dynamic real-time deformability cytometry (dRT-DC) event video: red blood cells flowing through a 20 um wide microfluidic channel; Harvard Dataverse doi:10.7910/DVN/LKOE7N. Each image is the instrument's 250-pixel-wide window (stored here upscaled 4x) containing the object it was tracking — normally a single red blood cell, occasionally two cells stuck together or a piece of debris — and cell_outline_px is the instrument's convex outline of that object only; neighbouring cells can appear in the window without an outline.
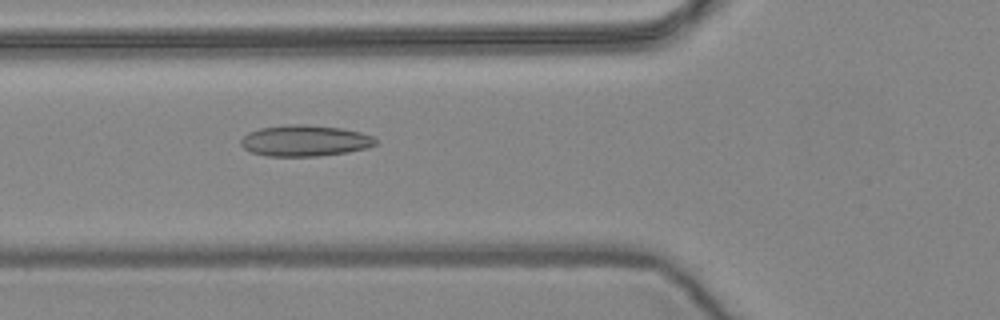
{"species": "common noctule bat (a hibernating species)", "species_latin": "Nyctalus noctula", "temperature_condition": "warm", "stored_images_in_passage": 57, "camera_frame_rate_fps": 3000, "um_per_image_px": 0.085, "animal": {"sex": "female", "body_mass_g": 24.6, "forearm_length_mm": 56.2}, "frame": {"image": 1, "passage_image": 21, "time_ms": 6.667, "image_size_px": [1000, 320], "cell_outline_px": [[380, 140], [376, 144], [368, 148], [348, 152], [320, 156], [268, 156], [252, 152], [244, 148], [240, 144], [240, 140], [248, 132], [260, 128], [288, 124], [304, 124], [340, 128], [360, 132], [372, 136]], "centroid_in_image_um": [25.94, 11.96], "position_along_channel_um": 99.9, "area_um2": 24.57}}
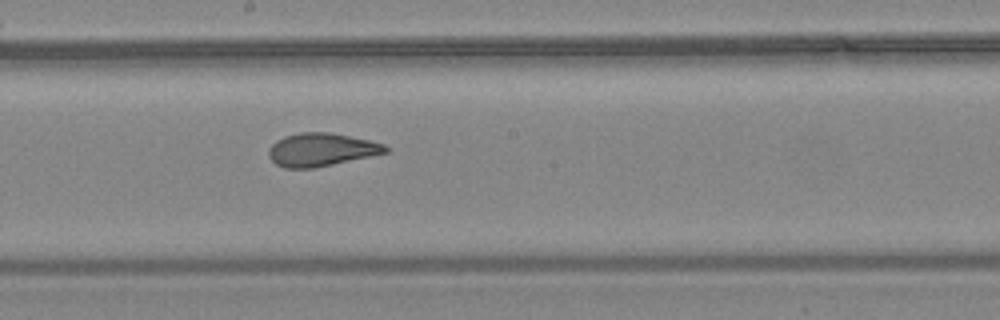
{"frame": {"image": 2, "passage_image": 31, "time_ms": 10.0, "image_size_px": [1000, 320], "cell_outline_px": [[388, 152], [316, 168], [284, 168], [276, 164], [268, 156], [268, 148], [276, 140], [284, 136], [300, 132], [328, 132], [368, 140], [384, 144], [388, 148]], "centroid_in_image_um": [27.26, 12.72], "position_along_channel_um": 220.9, "area_um2": 22.48}}
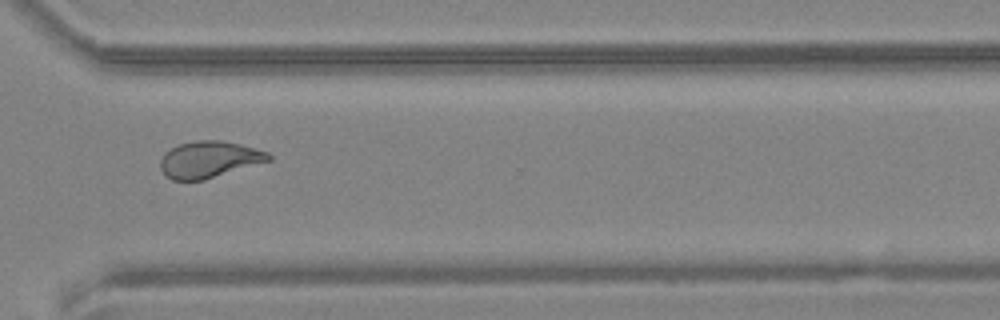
{"frame": {"image": 3, "passage_image": 42, "time_ms": 13.667, "image_size_px": [1000, 320], "cell_outline_px": [[272, 160], [204, 180], [172, 180], [160, 168], [160, 160], [164, 152], [180, 144], [196, 140], [220, 140], [240, 144], [268, 152], [272, 156]], "centroid_in_image_um": [17.79, 13.55], "position_along_channel_um": 352.8, "area_um2": 23.0}, "authors_computed_cell_mechanics": {"area_um2": 23.987, "velocity_mm_per_s": 3.6093, "shape_relaxation_time_tau1_ms": null, "shape_relaxation_time_tau2_ms": 1.3206, "deformation_change_tau1": null, "deformation_change_tau2": 0.0849}}